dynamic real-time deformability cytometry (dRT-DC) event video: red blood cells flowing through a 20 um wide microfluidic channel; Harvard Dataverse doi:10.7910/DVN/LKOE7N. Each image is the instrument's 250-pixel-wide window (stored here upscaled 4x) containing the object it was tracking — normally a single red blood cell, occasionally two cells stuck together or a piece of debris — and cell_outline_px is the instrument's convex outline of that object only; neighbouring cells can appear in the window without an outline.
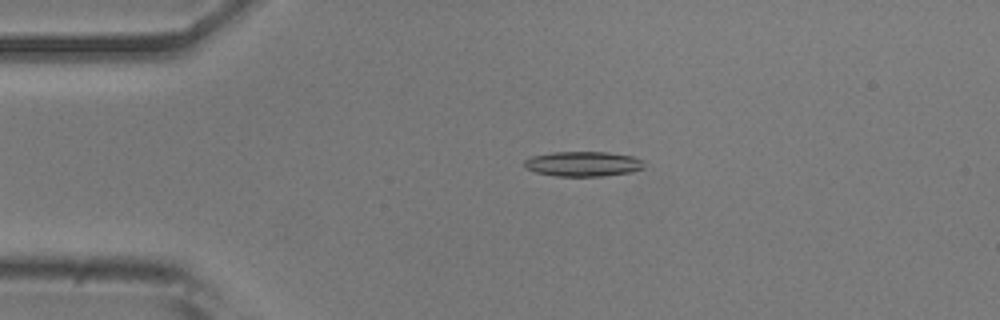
{"species": "common noctule bat (a hibernating species)", "species_latin": "Nyctalus noctula", "temperature_condition": "room temperature", "stored_images_in_passage": 51, "camera_frame_rate_fps": 3000, "um_per_image_px": 0.085, "animal": {"sex": "male", "body_mass_g": 20.5, "forearm_length_mm": 52.5}, "frame": {"image": 1, "passage_image": 10, "time_ms": 3.0, "image_size_px": [1000, 320], "cell_outline_px": [[644, 168], [632, 172], [604, 176], [556, 176], [536, 172], [524, 168], [524, 160], [532, 156], [552, 152], [608, 152], [636, 156], [644, 160]], "centroid_in_image_um": [49.6, 13.93], "position_along_channel_um": 35.4, "area_um2": 17.69}}
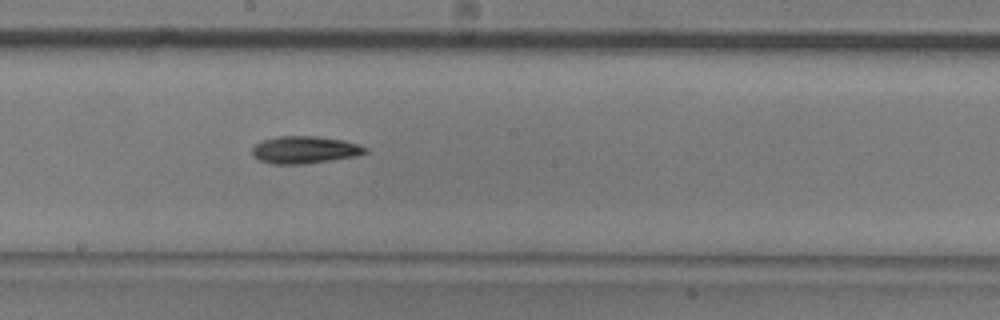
{"frame": {"image": 2, "passage_image": 27, "time_ms": 8.667, "image_size_px": [1000, 320], "cell_outline_px": [[368, 152], [356, 156], [332, 160], [304, 164], [272, 164], [260, 160], [252, 156], [252, 148], [256, 144], [264, 140], [276, 136], [316, 136], [344, 140], [368, 148]], "centroid_in_image_um": [25.9, 12.74], "position_along_channel_um": 222.3, "area_um2": 18.03}}
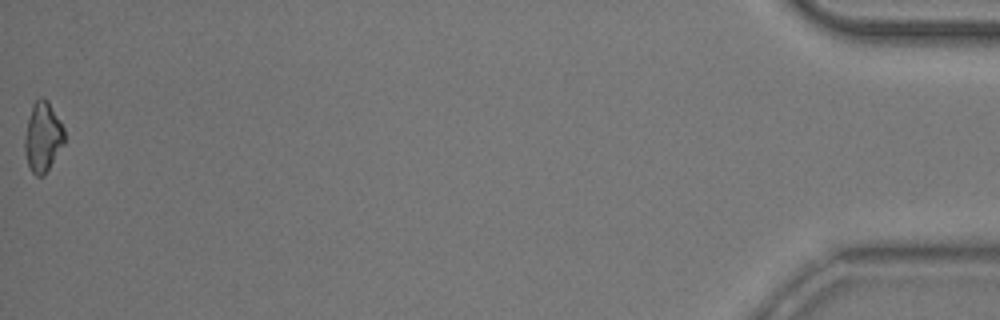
{"frame": {"image": 3, "passage_image": 51, "time_ms": 16.667, "image_size_px": [1000, 320], "cell_outline_px": [[64, 144], [44, 176], [36, 176], [32, 172], [28, 164], [24, 148], [24, 140], [28, 120], [32, 104], [40, 96], [44, 96], [48, 100], [64, 128]], "centroid_in_image_um": [3.64, 11.63], "position_along_channel_um": 431.6, "area_um2": 16.13}, "authors_computed_cell_mechanics": {"area_um2": 17.1666, "velocity_mm_per_s": 3.8734, "shape_relaxation_time_tau1_ms": 7.7939, "shape_relaxation_time_tau2_ms": null, "deformation_change_tau1": 0.1921, "deformation_change_tau2": null}}